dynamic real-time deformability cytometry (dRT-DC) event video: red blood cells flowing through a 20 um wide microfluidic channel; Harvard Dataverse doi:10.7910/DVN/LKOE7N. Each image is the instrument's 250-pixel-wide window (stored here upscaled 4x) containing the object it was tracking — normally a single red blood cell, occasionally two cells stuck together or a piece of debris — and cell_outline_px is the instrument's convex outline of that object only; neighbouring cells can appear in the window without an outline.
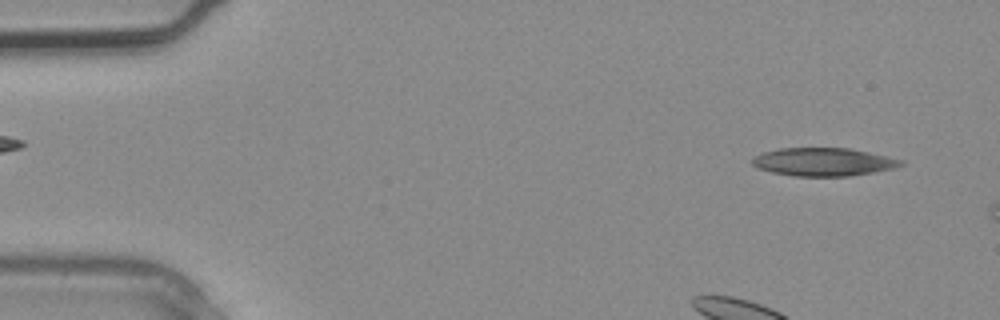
{"species": "common noctule bat (a hibernating species)", "species_latin": "Nyctalus noctula", "temperature_condition": "warm", "stored_images_in_passage": 3, "segment_of_instrument_passage": [2, 2], "camera_frame_rate_fps": 3000, "um_per_image_px": 0.085, "animal": {"sex": "male", "body_mass_g": 20.4}, "frame": {"image": 1, "passage_image": 3, "time_ms": 0.667, "image_size_px": [1000, 320], "cell_outline_px": [[904, 164], [892, 168], [872, 172], [848, 176], [792, 176], [772, 172], [760, 168], [752, 164], [752, 160], [756, 156], [764, 152], [780, 148], [848, 148], [888, 156], [904, 160]], "centroid_in_image_um": [70.0, 13.76], "position_along_channel_um": 15.0, "area_um2": 24.1}}